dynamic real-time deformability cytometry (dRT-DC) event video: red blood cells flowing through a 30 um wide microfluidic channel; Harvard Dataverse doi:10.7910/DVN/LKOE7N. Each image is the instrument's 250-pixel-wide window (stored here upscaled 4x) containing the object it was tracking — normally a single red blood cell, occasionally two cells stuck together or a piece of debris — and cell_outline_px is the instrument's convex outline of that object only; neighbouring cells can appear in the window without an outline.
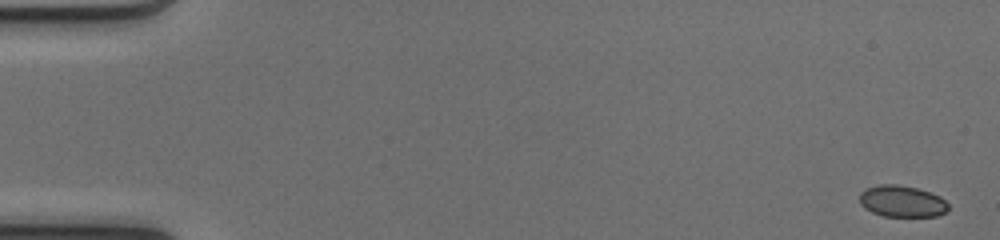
{"species": "common noctule bat (a hibernating species)", "species_latin": "Nyctalus noctula", "temperature_condition": "cold", "stored_images_in_passage": 51, "camera_frame_rate_fps": 3000, "um_per_image_px": 0.085, "animal": {"sex": "female", "body_mass_g": 17.0, "forearm_length_mm": 48.0}, "frame": {"image": 1, "passage_image": 1, "time_ms": 0.0, "image_size_px": [1000, 240], "cell_outline_px": [[948, 208], [944, 212], [936, 216], [884, 216], [872, 212], [864, 208], [860, 204], [860, 192], [864, 188], [880, 184], [896, 184], [916, 188], [940, 196], [948, 204]], "centroid_in_image_um": [76.62, 17.1], "position_along_channel_um": 8.4, "area_um2": 16.24}}
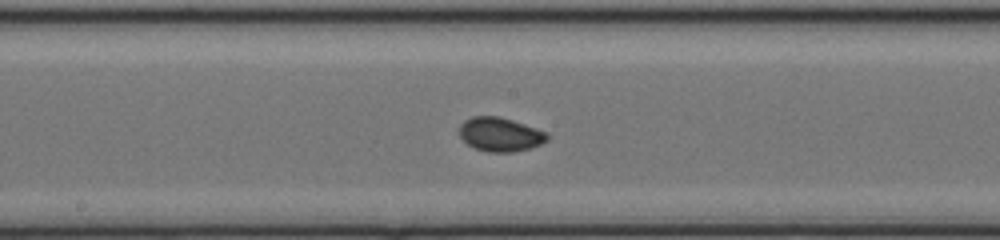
{"frame": {"image": 2, "passage_image": 27, "time_ms": 8.667, "image_size_px": [1000, 240], "cell_outline_px": [[548, 140], [532, 148], [512, 152], [488, 152], [476, 148], [468, 144], [460, 136], [460, 124], [464, 120], [472, 116], [500, 116], [548, 132]], "centroid_in_image_um": [42.53, 11.42], "position_along_channel_um": 205.7, "area_um2": 17.4}}
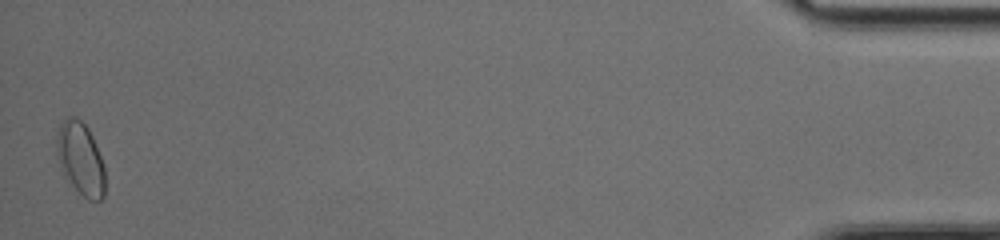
{"frame": {"image": 3, "passage_image": 50, "time_ms": 16.333, "image_size_px": [1000, 240], "cell_outline_px": [[104, 196], [100, 200], [88, 200], [64, 176], [60, 168], [56, 148], [56, 136], [60, 124], [68, 116], [76, 116], [88, 128], [92, 136], [100, 156], [104, 168]], "centroid_in_image_um": [6.82, 13.47], "position_along_channel_um": 428.4, "area_um2": 20.29}}